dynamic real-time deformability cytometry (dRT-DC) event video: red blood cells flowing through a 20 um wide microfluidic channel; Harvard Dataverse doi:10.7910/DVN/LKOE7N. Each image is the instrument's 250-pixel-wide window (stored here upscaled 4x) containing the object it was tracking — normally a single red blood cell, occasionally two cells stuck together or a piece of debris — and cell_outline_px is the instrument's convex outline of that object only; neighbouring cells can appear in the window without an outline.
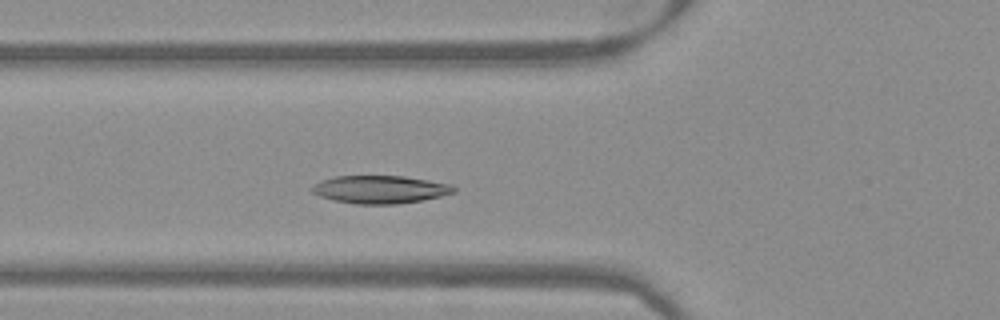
{"species": "Egyptian fruit bat (a non-hibernating species)", "species_latin": "Rousettus aegyptiacus", "temperature_condition": "warm", "stored_images_in_passage": 46, "camera_frame_rate_fps": 3000, "um_per_image_px": 0.085, "frame": {"image": 1, "passage_image": 13, "time_ms": 4.0, "image_size_px": [1000, 320], "cell_outline_px": [[456, 192], [424, 200], [396, 204], [356, 204], [336, 200], [320, 196], [312, 192], [312, 184], [320, 180], [336, 176], [404, 176], [428, 180], [448, 184], [456, 188]], "centroid_in_image_um": [32.3, 16.1], "position_along_channel_um": 93.5, "area_um2": 22.95}}
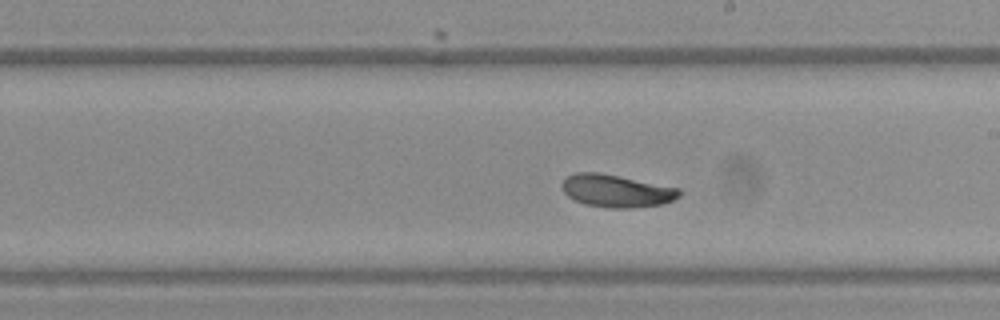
{"frame": {"image": 2, "passage_image": 24, "time_ms": 7.667, "image_size_px": [1000, 320], "cell_outline_px": [[680, 196], [664, 204], [628, 208], [608, 208], [584, 204], [568, 196], [564, 192], [560, 184], [564, 176], [576, 172], [600, 172], [680, 188]], "centroid_in_image_um": [52.36, 16.21], "position_along_channel_um": 236.6, "area_um2": 22.48}}
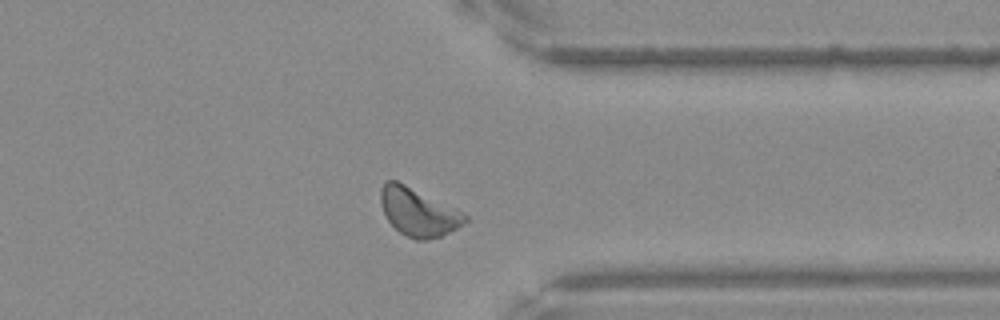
{"frame": {"image": 3, "passage_image": 35, "time_ms": 11.333, "image_size_px": [1000, 320], "cell_outline_px": [[468, 220], [456, 228], [440, 236], [428, 240], [416, 240], [400, 232], [388, 220], [380, 204], [380, 188], [384, 180], [396, 180], [456, 208], [464, 212], [468, 216]], "centroid_in_image_um": [35.54, 18.01], "position_along_channel_um": 375.9, "area_um2": 23.47}}